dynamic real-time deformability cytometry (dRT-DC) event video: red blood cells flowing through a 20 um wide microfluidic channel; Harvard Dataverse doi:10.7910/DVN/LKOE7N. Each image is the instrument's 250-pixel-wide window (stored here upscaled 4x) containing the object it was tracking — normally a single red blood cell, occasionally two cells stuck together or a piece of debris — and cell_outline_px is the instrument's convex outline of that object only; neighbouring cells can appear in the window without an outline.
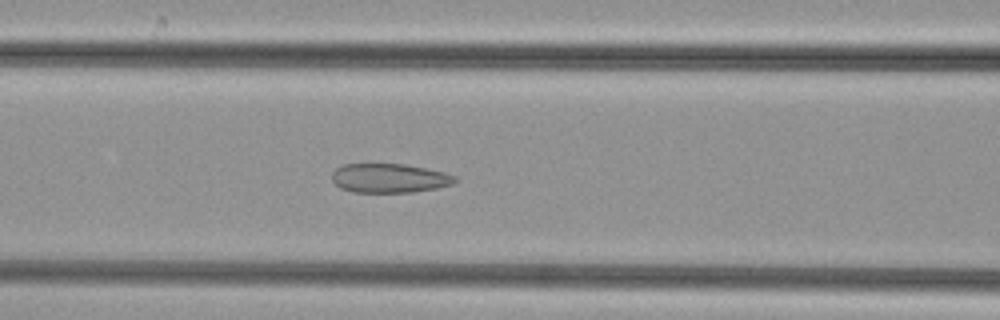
{"species": "common noctule bat (a hibernating species)", "species_latin": "Nyctalus noctula", "temperature_condition": "cold", "stored_images_in_passage": 52, "camera_frame_rate_fps": 3000, "um_per_image_px": 0.085, "animal": {"sex": "female", "body_mass_g": 29.2, "forearm_length_mm": 56.3}, "frame": {"image": 1, "passage_image": 22, "time_ms": 7.0, "image_size_px": [1000, 320], "cell_outline_px": [[456, 180], [452, 184], [436, 188], [412, 192], [352, 192], [340, 188], [332, 180], [332, 172], [336, 168], [344, 164], [404, 164], [444, 172], [456, 176]], "centroid_in_image_um": [33.07, 15.14], "position_along_channel_um": 133.5, "area_um2": 20.81}}
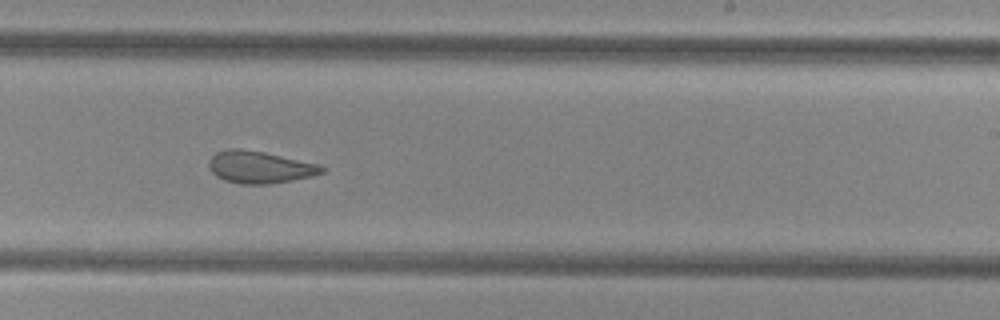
{"frame": {"image": 2, "passage_image": 32, "time_ms": 10.333, "image_size_px": [1000, 320], "cell_outline_px": [[324, 172], [312, 176], [292, 180], [268, 184], [240, 184], [224, 180], [216, 176], [212, 172], [208, 164], [208, 160], [216, 152], [228, 148], [240, 148], [264, 152], [320, 164], [324, 168]], "centroid_in_image_um": [22.05, 14.2], "position_along_channel_um": 266.9, "area_um2": 21.21}}
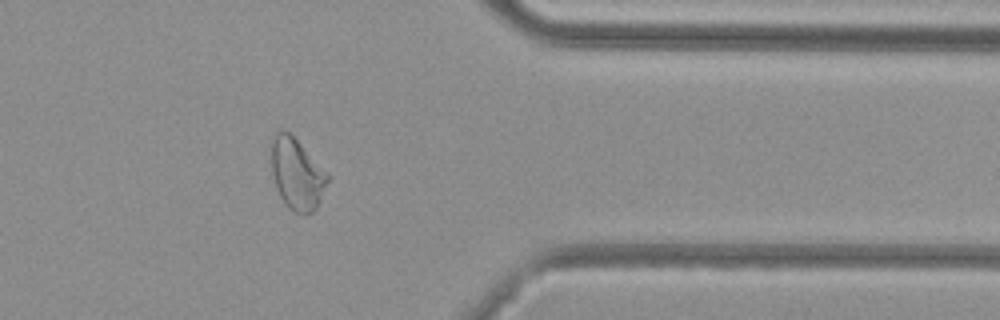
{"frame": {"image": 3, "passage_image": 42, "time_ms": 13.667, "image_size_px": [1000, 320], "cell_outline_px": [[328, 180], [316, 208], [312, 212], [304, 216], [288, 208], [284, 204], [276, 188], [272, 172], [272, 140], [276, 132], [288, 132], [328, 172]], "centroid_in_image_um": [25.24, 14.84], "position_along_channel_um": 386.2, "area_um2": 22.95}}